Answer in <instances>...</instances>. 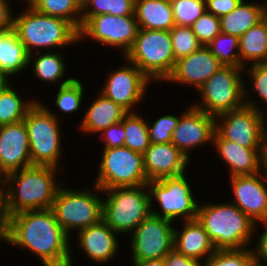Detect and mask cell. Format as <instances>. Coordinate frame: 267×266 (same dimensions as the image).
Segmentation results:
<instances>
[{
  "label": "cell",
  "instance_id": "obj_46",
  "mask_svg": "<svg viewBox=\"0 0 267 266\" xmlns=\"http://www.w3.org/2000/svg\"><path fill=\"white\" fill-rule=\"evenodd\" d=\"M8 0H0V32H4L13 27V13Z\"/></svg>",
  "mask_w": 267,
  "mask_h": 266
},
{
  "label": "cell",
  "instance_id": "obj_27",
  "mask_svg": "<svg viewBox=\"0 0 267 266\" xmlns=\"http://www.w3.org/2000/svg\"><path fill=\"white\" fill-rule=\"evenodd\" d=\"M29 66V54L12 27L0 32V71L7 77L15 76Z\"/></svg>",
  "mask_w": 267,
  "mask_h": 266
},
{
  "label": "cell",
  "instance_id": "obj_50",
  "mask_svg": "<svg viewBox=\"0 0 267 266\" xmlns=\"http://www.w3.org/2000/svg\"><path fill=\"white\" fill-rule=\"evenodd\" d=\"M5 182H6V174L0 169V195H3L4 192V187L1 184L4 185Z\"/></svg>",
  "mask_w": 267,
  "mask_h": 266
},
{
  "label": "cell",
  "instance_id": "obj_11",
  "mask_svg": "<svg viewBox=\"0 0 267 266\" xmlns=\"http://www.w3.org/2000/svg\"><path fill=\"white\" fill-rule=\"evenodd\" d=\"M96 182L101 190L148 183L143 154L127 147L104 148Z\"/></svg>",
  "mask_w": 267,
  "mask_h": 266
},
{
  "label": "cell",
  "instance_id": "obj_44",
  "mask_svg": "<svg viewBox=\"0 0 267 266\" xmlns=\"http://www.w3.org/2000/svg\"><path fill=\"white\" fill-rule=\"evenodd\" d=\"M166 266H202L201 261L186 257L174 248L164 257Z\"/></svg>",
  "mask_w": 267,
  "mask_h": 266
},
{
  "label": "cell",
  "instance_id": "obj_39",
  "mask_svg": "<svg viewBox=\"0 0 267 266\" xmlns=\"http://www.w3.org/2000/svg\"><path fill=\"white\" fill-rule=\"evenodd\" d=\"M202 46H207L220 32V19L205 11L191 26Z\"/></svg>",
  "mask_w": 267,
  "mask_h": 266
},
{
  "label": "cell",
  "instance_id": "obj_12",
  "mask_svg": "<svg viewBox=\"0 0 267 266\" xmlns=\"http://www.w3.org/2000/svg\"><path fill=\"white\" fill-rule=\"evenodd\" d=\"M185 174L178 177L163 178L147 183L150 194L151 214L168 220L183 217V221L197 218L199 203L195 201ZM154 199L160 205L162 213L153 211Z\"/></svg>",
  "mask_w": 267,
  "mask_h": 266
},
{
  "label": "cell",
  "instance_id": "obj_38",
  "mask_svg": "<svg viewBox=\"0 0 267 266\" xmlns=\"http://www.w3.org/2000/svg\"><path fill=\"white\" fill-rule=\"evenodd\" d=\"M175 24L190 27L205 11V0H170Z\"/></svg>",
  "mask_w": 267,
  "mask_h": 266
},
{
  "label": "cell",
  "instance_id": "obj_6",
  "mask_svg": "<svg viewBox=\"0 0 267 266\" xmlns=\"http://www.w3.org/2000/svg\"><path fill=\"white\" fill-rule=\"evenodd\" d=\"M124 56L151 82L165 81L172 74L176 60L169 31L139 28L136 40Z\"/></svg>",
  "mask_w": 267,
  "mask_h": 266
},
{
  "label": "cell",
  "instance_id": "obj_15",
  "mask_svg": "<svg viewBox=\"0 0 267 266\" xmlns=\"http://www.w3.org/2000/svg\"><path fill=\"white\" fill-rule=\"evenodd\" d=\"M128 63L129 66L118 67L113 73H109L100 93L127 112H132L133 107L144 98L151 80L136 65L130 61Z\"/></svg>",
  "mask_w": 267,
  "mask_h": 266
},
{
  "label": "cell",
  "instance_id": "obj_51",
  "mask_svg": "<svg viewBox=\"0 0 267 266\" xmlns=\"http://www.w3.org/2000/svg\"><path fill=\"white\" fill-rule=\"evenodd\" d=\"M247 266H267V265H262V263L256 261V260H252Z\"/></svg>",
  "mask_w": 267,
  "mask_h": 266
},
{
  "label": "cell",
  "instance_id": "obj_34",
  "mask_svg": "<svg viewBox=\"0 0 267 266\" xmlns=\"http://www.w3.org/2000/svg\"><path fill=\"white\" fill-rule=\"evenodd\" d=\"M207 47L223 66L240 67L238 36L220 32Z\"/></svg>",
  "mask_w": 267,
  "mask_h": 266
},
{
  "label": "cell",
  "instance_id": "obj_36",
  "mask_svg": "<svg viewBox=\"0 0 267 266\" xmlns=\"http://www.w3.org/2000/svg\"><path fill=\"white\" fill-rule=\"evenodd\" d=\"M169 33L176 61L192 54L202 46L191 27L175 25Z\"/></svg>",
  "mask_w": 267,
  "mask_h": 266
},
{
  "label": "cell",
  "instance_id": "obj_48",
  "mask_svg": "<svg viewBox=\"0 0 267 266\" xmlns=\"http://www.w3.org/2000/svg\"><path fill=\"white\" fill-rule=\"evenodd\" d=\"M133 264L134 266H166L164 259L147 260Z\"/></svg>",
  "mask_w": 267,
  "mask_h": 266
},
{
  "label": "cell",
  "instance_id": "obj_37",
  "mask_svg": "<svg viewBox=\"0 0 267 266\" xmlns=\"http://www.w3.org/2000/svg\"><path fill=\"white\" fill-rule=\"evenodd\" d=\"M250 249H218L202 263V266H247L253 260Z\"/></svg>",
  "mask_w": 267,
  "mask_h": 266
},
{
  "label": "cell",
  "instance_id": "obj_29",
  "mask_svg": "<svg viewBox=\"0 0 267 266\" xmlns=\"http://www.w3.org/2000/svg\"><path fill=\"white\" fill-rule=\"evenodd\" d=\"M26 1L40 13L65 19L69 21L78 31L80 30L82 0H26Z\"/></svg>",
  "mask_w": 267,
  "mask_h": 266
},
{
  "label": "cell",
  "instance_id": "obj_13",
  "mask_svg": "<svg viewBox=\"0 0 267 266\" xmlns=\"http://www.w3.org/2000/svg\"><path fill=\"white\" fill-rule=\"evenodd\" d=\"M172 222L150 214L138 225L131 233L133 263L164 259L174 245Z\"/></svg>",
  "mask_w": 267,
  "mask_h": 266
},
{
  "label": "cell",
  "instance_id": "obj_53",
  "mask_svg": "<svg viewBox=\"0 0 267 266\" xmlns=\"http://www.w3.org/2000/svg\"><path fill=\"white\" fill-rule=\"evenodd\" d=\"M265 23H266V26H267V7L264 11V14H263V19H262Z\"/></svg>",
  "mask_w": 267,
  "mask_h": 266
},
{
  "label": "cell",
  "instance_id": "obj_43",
  "mask_svg": "<svg viewBox=\"0 0 267 266\" xmlns=\"http://www.w3.org/2000/svg\"><path fill=\"white\" fill-rule=\"evenodd\" d=\"M206 11L216 17H222L232 12L242 0H205Z\"/></svg>",
  "mask_w": 267,
  "mask_h": 266
},
{
  "label": "cell",
  "instance_id": "obj_26",
  "mask_svg": "<svg viewBox=\"0 0 267 266\" xmlns=\"http://www.w3.org/2000/svg\"><path fill=\"white\" fill-rule=\"evenodd\" d=\"M267 0L261 4L246 3L242 0L230 13L220 17L221 33L241 37L263 19Z\"/></svg>",
  "mask_w": 267,
  "mask_h": 266
},
{
  "label": "cell",
  "instance_id": "obj_2",
  "mask_svg": "<svg viewBox=\"0 0 267 266\" xmlns=\"http://www.w3.org/2000/svg\"><path fill=\"white\" fill-rule=\"evenodd\" d=\"M57 169L32 165L7 174L2 196L8 217L24 211L51 209L60 186L54 178Z\"/></svg>",
  "mask_w": 267,
  "mask_h": 266
},
{
  "label": "cell",
  "instance_id": "obj_25",
  "mask_svg": "<svg viewBox=\"0 0 267 266\" xmlns=\"http://www.w3.org/2000/svg\"><path fill=\"white\" fill-rule=\"evenodd\" d=\"M138 27L170 31L176 24L170 0H135Z\"/></svg>",
  "mask_w": 267,
  "mask_h": 266
},
{
  "label": "cell",
  "instance_id": "obj_32",
  "mask_svg": "<svg viewBox=\"0 0 267 266\" xmlns=\"http://www.w3.org/2000/svg\"><path fill=\"white\" fill-rule=\"evenodd\" d=\"M121 122L125 131L124 147L143 154L150 146L147 120L132 111L127 112Z\"/></svg>",
  "mask_w": 267,
  "mask_h": 266
},
{
  "label": "cell",
  "instance_id": "obj_20",
  "mask_svg": "<svg viewBox=\"0 0 267 266\" xmlns=\"http://www.w3.org/2000/svg\"><path fill=\"white\" fill-rule=\"evenodd\" d=\"M189 161L191 160L172 143L150 144L143 153L148 182L184 175Z\"/></svg>",
  "mask_w": 267,
  "mask_h": 266
},
{
  "label": "cell",
  "instance_id": "obj_40",
  "mask_svg": "<svg viewBox=\"0 0 267 266\" xmlns=\"http://www.w3.org/2000/svg\"><path fill=\"white\" fill-rule=\"evenodd\" d=\"M180 116L165 115L158 118L152 126L147 121L150 144L171 143L172 133Z\"/></svg>",
  "mask_w": 267,
  "mask_h": 266
},
{
  "label": "cell",
  "instance_id": "obj_42",
  "mask_svg": "<svg viewBox=\"0 0 267 266\" xmlns=\"http://www.w3.org/2000/svg\"><path fill=\"white\" fill-rule=\"evenodd\" d=\"M100 134L104 136V148H116L124 146L125 131L124 124L118 122L103 130Z\"/></svg>",
  "mask_w": 267,
  "mask_h": 266
},
{
  "label": "cell",
  "instance_id": "obj_18",
  "mask_svg": "<svg viewBox=\"0 0 267 266\" xmlns=\"http://www.w3.org/2000/svg\"><path fill=\"white\" fill-rule=\"evenodd\" d=\"M32 166L24 121L0 126V169L7 175Z\"/></svg>",
  "mask_w": 267,
  "mask_h": 266
},
{
  "label": "cell",
  "instance_id": "obj_3",
  "mask_svg": "<svg viewBox=\"0 0 267 266\" xmlns=\"http://www.w3.org/2000/svg\"><path fill=\"white\" fill-rule=\"evenodd\" d=\"M197 219L217 250L247 247L257 226L232 202L199 205Z\"/></svg>",
  "mask_w": 267,
  "mask_h": 266
},
{
  "label": "cell",
  "instance_id": "obj_10",
  "mask_svg": "<svg viewBox=\"0 0 267 266\" xmlns=\"http://www.w3.org/2000/svg\"><path fill=\"white\" fill-rule=\"evenodd\" d=\"M58 188L52 203L56 220L69 235L72 229L81 230L99 223L103 215V200L92 191ZM93 193V194H92Z\"/></svg>",
  "mask_w": 267,
  "mask_h": 266
},
{
  "label": "cell",
  "instance_id": "obj_47",
  "mask_svg": "<svg viewBox=\"0 0 267 266\" xmlns=\"http://www.w3.org/2000/svg\"><path fill=\"white\" fill-rule=\"evenodd\" d=\"M9 217L6 213L3 196L0 195V241L8 243Z\"/></svg>",
  "mask_w": 267,
  "mask_h": 266
},
{
  "label": "cell",
  "instance_id": "obj_41",
  "mask_svg": "<svg viewBox=\"0 0 267 266\" xmlns=\"http://www.w3.org/2000/svg\"><path fill=\"white\" fill-rule=\"evenodd\" d=\"M248 68L251 82H253L250 90H254L259 95V99L261 98L263 103L267 105V65L264 63L251 64V67Z\"/></svg>",
  "mask_w": 267,
  "mask_h": 266
},
{
  "label": "cell",
  "instance_id": "obj_17",
  "mask_svg": "<svg viewBox=\"0 0 267 266\" xmlns=\"http://www.w3.org/2000/svg\"><path fill=\"white\" fill-rule=\"evenodd\" d=\"M230 180L233 204L256 224L267 221L266 169L254 175L230 176Z\"/></svg>",
  "mask_w": 267,
  "mask_h": 266
},
{
  "label": "cell",
  "instance_id": "obj_30",
  "mask_svg": "<svg viewBox=\"0 0 267 266\" xmlns=\"http://www.w3.org/2000/svg\"><path fill=\"white\" fill-rule=\"evenodd\" d=\"M36 102L37 100L24 101L9 83L0 90V126L23 121Z\"/></svg>",
  "mask_w": 267,
  "mask_h": 266
},
{
  "label": "cell",
  "instance_id": "obj_8",
  "mask_svg": "<svg viewBox=\"0 0 267 266\" xmlns=\"http://www.w3.org/2000/svg\"><path fill=\"white\" fill-rule=\"evenodd\" d=\"M37 102L28 110L24 123L27 128L32 165L58 168L62 154L58 116Z\"/></svg>",
  "mask_w": 267,
  "mask_h": 266
},
{
  "label": "cell",
  "instance_id": "obj_35",
  "mask_svg": "<svg viewBox=\"0 0 267 266\" xmlns=\"http://www.w3.org/2000/svg\"><path fill=\"white\" fill-rule=\"evenodd\" d=\"M82 84L77 78H68L61 82L55 101L59 110L65 113L79 110L85 89Z\"/></svg>",
  "mask_w": 267,
  "mask_h": 266
},
{
  "label": "cell",
  "instance_id": "obj_4",
  "mask_svg": "<svg viewBox=\"0 0 267 266\" xmlns=\"http://www.w3.org/2000/svg\"><path fill=\"white\" fill-rule=\"evenodd\" d=\"M27 4L28 8L20 16L13 17V28L29 54V63L33 48L40 52L41 48H59L79 42V31L69 21L40 13Z\"/></svg>",
  "mask_w": 267,
  "mask_h": 266
},
{
  "label": "cell",
  "instance_id": "obj_23",
  "mask_svg": "<svg viewBox=\"0 0 267 266\" xmlns=\"http://www.w3.org/2000/svg\"><path fill=\"white\" fill-rule=\"evenodd\" d=\"M180 231L174 229L173 248L180 254L201 261L213 254L217 249L210 240L198 219L183 221Z\"/></svg>",
  "mask_w": 267,
  "mask_h": 266
},
{
  "label": "cell",
  "instance_id": "obj_31",
  "mask_svg": "<svg viewBox=\"0 0 267 266\" xmlns=\"http://www.w3.org/2000/svg\"><path fill=\"white\" fill-rule=\"evenodd\" d=\"M135 0H82L81 26L97 15H134Z\"/></svg>",
  "mask_w": 267,
  "mask_h": 266
},
{
  "label": "cell",
  "instance_id": "obj_7",
  "mask_svg": "<svg viewBox=\"0 0 267 266\" xmlns=\"http://www.w3.org/2000/svg\"><path fill=\"white\" fill-rule=\"evenodd\" d=\"M247 93L244 86V106L215 117V132L245 148H266L267 118L258 104L246 97Z\"/></svg>",
  "mask_w": 267,
  "mask_h": 266
},
{
  "label": "cell",
  "instance_id": "obj_9",
  "mask_svg": "<svg viewBox=\"0 0 267 266\" xmlns=\"http://www.w3.org/2000/svg\"><path fill=\"white\" fill-rule=\"evenodd\" d=\"M243 69L235 66L221 67L198 89L202 104L192 105L215 117L244 106L245 81L240 73L244 72Z\"/></svg>",
  "mask_w": 267,
  "mask_h": 266
},
{
  "label": "cell",
  "instance_id": "obj_22",
  "mask_svg": "<svg viewBox=\"0 0 267 266\" xmlns=\"http://www.w3.org/2000/svg\"><path fill=\"white\" fill-rule=\"evenodd\" d=\"M117 232L103 219L78 231L80 248L95 263H108L118 252Z\"/></svg>",
  "mask_w": 267,
  "mask_h": 266
},
{
  "label": "cell",
  "instance_id": "obj_24",
  "mask_svg": "<svg viewBox=\"0 0 267 266\" xmlns=\"http://www.w3.org/2000/svg\"><path fill=\"white\" fill-rule=\"evenodd\" d=\"M126 113L120 105L100 93L85 112L79 127L86 133H101L109 126L121 122Z\"/></svg>",
  "mask_w": 267,
  "mask_h": 266
},
{
  "label": "cell",
  "instance_id": "obj_16",
  "mask_svg": "<svg viewBox=\"0 0 267 266\" xmlns=\"http://www.w3.org/2000/svg\"><path fill=\"white\" fill-rule=\"evenodd\" d=\"M214 133L215 116L192 105L180 115L171 143L190 158L189 150L213 143Z\"/></svg>",
  "mask_w": 267,
  "mask_h": 266
},
{
  "label": "cell",
  "instance_id": "obj_21",
  "mask_svg": "<svg viewBox=\"0 0 267 266\" xmlns=\"http://www.w3.org/2000/svg\"><path fill=\"white\" fill-rule=\"evenodd\" d=\"M213 143L230 167V176L254 175L265 169V148H245L214 133Z\"/></svg>",
  "mask_w": 267,
  "mask_h": 266
},
{
  "label": "cell",
  "instance_id": "obj_52",
  "mask_svg": "<svg viewBox=\"0 0 267 266\" xmlns=\"http://www.w3.org/2000/svg\"><path fill=\"white\" fill-rule=\"evenodd\" d=\"M265 169L267 171V131H266V148H265Z\"/></svg>",
  "mask_w": 267,
  "mask_h": 266
},
{
  "label": "cell",
  "instance_id": "obj_19",
  "mask_svg": "<svg viewBox=\"0 0 267 266\" xmlns=\"http://www.w3.org/2000/svg\"><path fill=\"white\" fill-rule=\"evenodd\" d=\"M223 65L207 46H201L192 54L176 61L172 74L166 82L193 85L197 90Z\"/></svg>",
  "mask_w": 267,
  "mask_h": 266
},
{
  "label": "cell",
  "instance_id": "obj_1",
  "mask_svg": "<svg viewBox=\"0 0 267 266\" xmlns=\"http://www.w3.org/2000/svg\"><path fill=\"white\" fill-rule=\"evenodd\" d=\"M69 237L51 209L9 217L8 244L32 251L43 266H73Z\"/></svg>",
  "mask_w": 267,
  "mask_h": 266
},
{
  "label": "cell",
  "instance_id": "obj_5",
  "mask_svg": "<svg viewBox=\"0 0 267 266\" xmlns=\"http://www.w3.org/2000/svg\"><path fill=\"white\" fill-rule=\"evenodd\" d=\"M94 187L97 192L108 193L103 201L102 219L118 234L132 233L151 214L147 184L105 190Z\"/></svg>",
  "mask_w": 267,
  "mask_h": 266
},
{
  "label": "cell",
  "instance_id": "obj_28",
  "mask_svg": "<svg viewBox=\"0 0 267 266\" xmlns=\"http://www.w3.org/2000/svg\"><path fill=\"white\" fill-rule=\"evenodd\" d=\"M240 68L245 63H264L267 59V26L262 20L239 37ZM249 60V61H248ZM248 61V62H245Z\"/></svg>",
  "mask_w": 267,
  "mask_h": 266
},
{
  "label": "cell",
  "instance_id": "obj_14",
  "mask_svg": "<svg viewBox=\"0 0 267 266\" xmlns=\"http://www.w3.org/2000/svg\"><path fill=\"white\" fill-rule=\"evenodd\" d=\"M139 27L135 15L113 16L110 14L90 17L79 30V40L85 37L115 49H123L125 55L132 47Z\"/></svg>",
  "mask_w": 267,
  "mask_h": 266
},
{
  "label": "cell",
  "instance_id": "obj_45",
  "mask_svg": "<svg viewBox=\"0 0 267 266\" xmlns=\"http://www.w3.org/2000/svg\"><path fill=\"white\" fill-rule=\"evenodd\" d=\"M264 226L263 233L257 239L256 248L252 249L253 258L258 262L264 261L267 264V221L261 222ZM261 259V260H260Z\"/></svg>",
  "mask_w": 267,
  "mask_h": 266
},
{
  "label": "cell",
  "instance_id": "obj_49",
  "mask_svg": "<svg viewBox=\"0 0 267 266\" xmlns=\"http://www.w3.org/2000/svg\"><path fill=\"white\" fill-rule=\"evenodd\" d=\"M9 83L8 77L0 71V90L4 89Z\"/></svg>",
  "mask_w": 267,
  "mask_h": 266
},
{
  "label": "cell",
  "instance_id": "obj_33",
  "mask_svg": "<svg viewBox=\"0 0 267 266\" xmlns=\"http://www.w3.org/2000/svg\"><path fill=\"white\" fill-rule=\"evenodd\" d=\"M38 57L34 60L33 73L41 81L48 83L58 82L65 73V61L60 53H36Z\"/></svg>",
  "mask_w": 267,
  "mask_h": 266
}]
</instances>
